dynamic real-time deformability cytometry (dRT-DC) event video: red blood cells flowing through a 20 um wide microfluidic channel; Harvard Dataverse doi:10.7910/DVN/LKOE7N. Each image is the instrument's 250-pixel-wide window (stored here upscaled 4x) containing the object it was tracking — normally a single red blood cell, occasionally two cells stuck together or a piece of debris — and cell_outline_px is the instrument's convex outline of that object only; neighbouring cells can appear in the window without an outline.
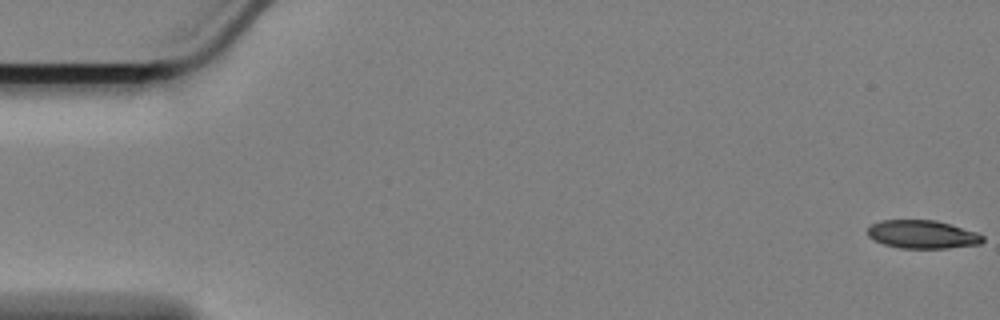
{"species": "Egyptian fruit bat (a non-hibernating species)", "species_latin": "Rousettus aegyptiacus", "temperature_condition": "cold", "stored_images_in_passage": 60, "segment_of_instrument_passage": [1, 2], "camera_frame_rate_fps": 3000, "um_per_image_px": 0.085, "animal": {"sex": "female"}, "frame": {"image": 1, "passage_image": 1, "time_ms": 0.0, "image_size_px": [1000, 320], "cell_outline_px": [[984, 240], [980, 244], [948, 248], [900, 248], [884, 244], [872, 240], [868, 236], [868, 228], [872, 224], [880, 220], [936, 220], [976, 232], [984, 236]], "centroid_in_image_um": [78.39, 19.92], "position_along_channel_um": 6.6, "area_um2": 18.96}}
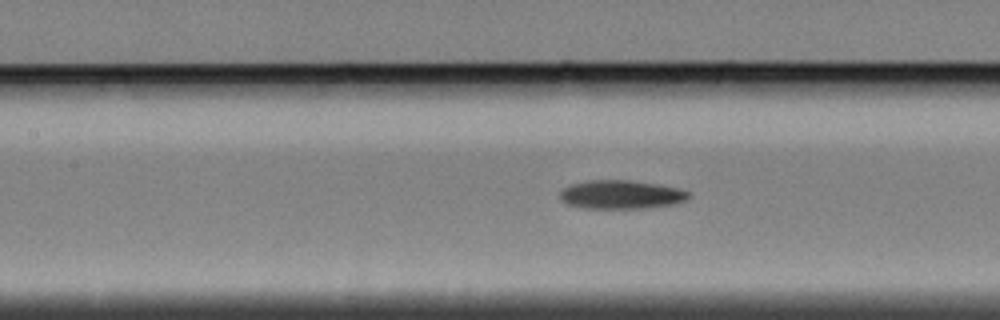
{"frame": {"image": 2, "passage_image": 26, "time_ms": 8.333, "image_size_px": [1000, 320], "cell_outline_px": [[688, 200], [676, 204], [648, 208], [580, 208], [568, 204], [560, 200], [560, 192], [564, 188], [572, 184], [588, 180], [628, 180], [656, 184], [676, 188], [688, 192]], "centroid_in_image_um": [52.78, 16.55], "position_along_channel_um": 154.6, "area_um2": 21.44}}
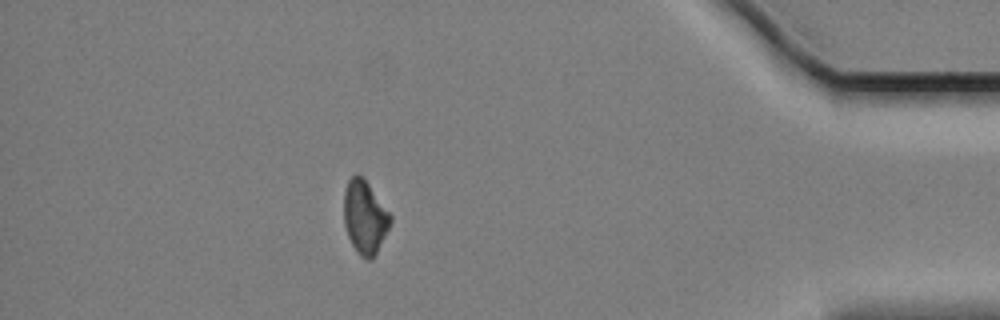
{"frame": {"image": 3, "passage_image": 52, "time_ms": 17.0, "image_size_px": [1000, 320], "cell_outline_px": [[392, 220], [372, 260], [368, 260], [360, 256], [356, 252], [348, 236], [344, 224], [344, 192], [348, 180], [356, 172], [368, 184], [392, 216]], "centroid_in_image_um": [30.99, 18.47], "position_along_channel_um": 404.2, "area_um2": 19.54}}